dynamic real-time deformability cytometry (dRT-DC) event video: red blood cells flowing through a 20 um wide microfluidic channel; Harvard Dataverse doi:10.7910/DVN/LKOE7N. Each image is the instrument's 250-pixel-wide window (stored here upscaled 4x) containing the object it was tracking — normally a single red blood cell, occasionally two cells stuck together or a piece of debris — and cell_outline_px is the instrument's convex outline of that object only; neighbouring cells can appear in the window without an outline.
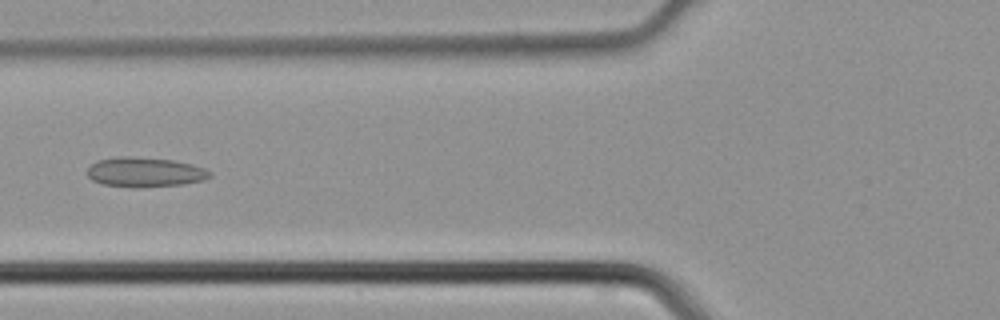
{"species": "common noctule bat (a hibernating species)", "species_latin": "Nyctalus noctula", "temperature_condition": "cold", "stored_images_in_passage": 45, "camera_frame_rate_fps": 3000, "um_per_image_px": 0.085, "animal": {"sex": "male", "body_mass_g": 21.5, "forearm_length_mm": 52.0}, "frame": {"image": 1, "passage_image": 18, "time_ms": 5.667, "image_size_px": [1000, 320], "cell_outline_px": [[212, 176], [204, 180], [184, 184], [140, 188], [132, 188], [104, 184], [92, 180], [88, 176], [88, 168], [96, 160], [120, 156], [128, 156], [172, 160], [192, 164], [204, 168], [212, 172]], "centroid_in_image_um": [12.33, 14.64], "position_along_channel_um": 113.5, "area_um2": 21.39}}
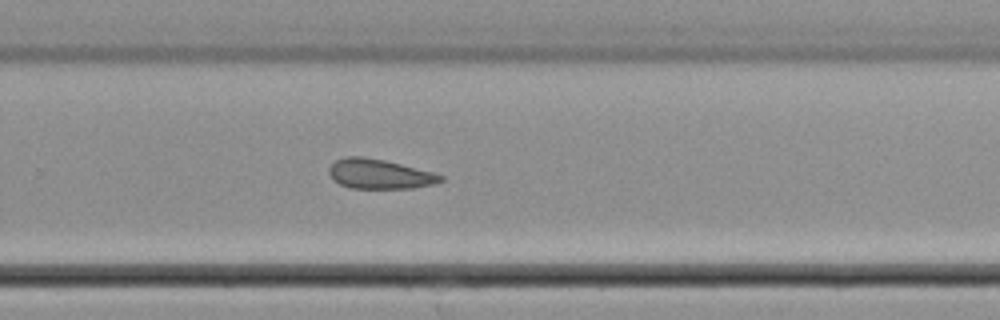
{"frame": {"image": 2, "passage_image": 30, "time_ms": 9.667, "image_size_px": [1000, 320], "cell_outline_px": [[444, 180], [432, 184], [412, 188], [352, 188], [340, 184], [332, 180], [328, 172], [328, 168], [336, 160], [344, 156], [364, 156], [384, 160], [432, 172], [444, 176]], "centroid_in_image_um": [32.21, 14.78], "position_along_channel_um": 297.6, "area_um2": 19.25}}
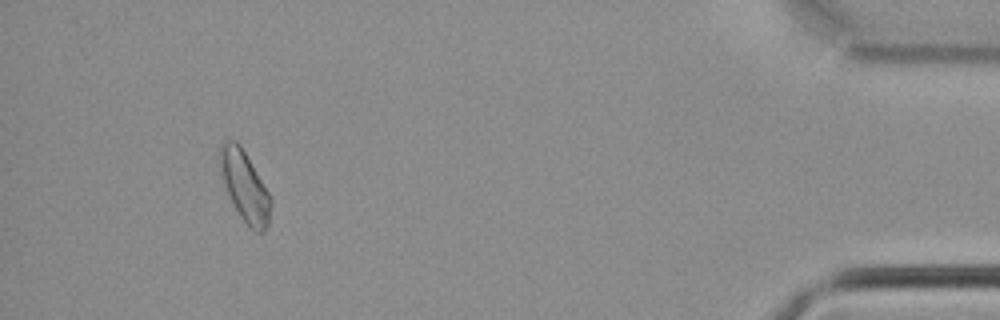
{"frame": {"image": 3, "passage_image": 42, "time_ms": 13.667, "image_size_px": [1000, 320], "cell_outline_px": [[272, 204], [268, 224], [264, 232], [256, 232], [240, 216], [228, 192], [220, 172], [220, 144], [224, 140], [236, 140], [240, 144], [268, 192], [272, 200]], "centroid_in_image_um": [20.81, 15.81], "position_along_channel_um": 414.4, "area_um2": 20.29}}